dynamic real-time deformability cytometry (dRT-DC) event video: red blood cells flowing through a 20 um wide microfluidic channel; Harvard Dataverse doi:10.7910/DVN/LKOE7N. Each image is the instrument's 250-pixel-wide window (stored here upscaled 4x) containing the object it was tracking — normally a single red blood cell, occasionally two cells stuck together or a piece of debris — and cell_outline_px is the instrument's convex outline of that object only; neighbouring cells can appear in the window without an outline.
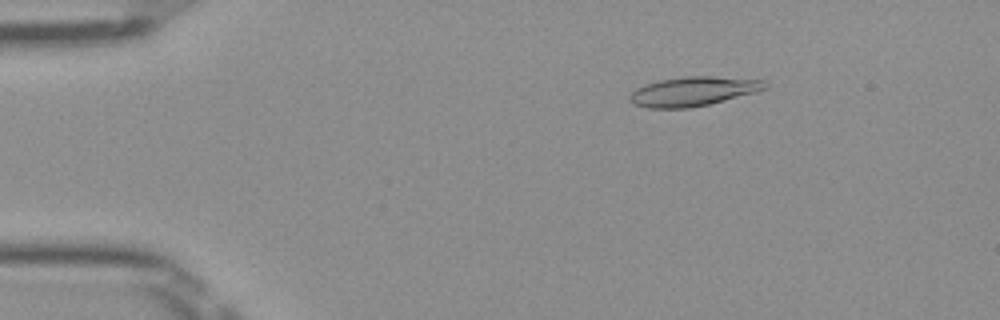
{"species": "Egyptian fruit bat (a non-hibernating species)", "species_latin": "Rousettus aegyptiacus", "temperature_condition": "room temperature", "stored_images_in_passage": 50, "camera_frame_rate_fps": 3000, "um_per_image_px": 0.085, "frame": {"image": 1, "passage_image": 8, "time_ms": 2.333, "image_size_px": [1000, 320], "cell_outline_px": [[768, 88], [756, 92], [708, 104], [688, 108], [648, 108], [632, 104], [628, 100], [628, 96], [636, 88], [644, 84], [660, 80], [684, 76], [712, 76], [764, 80], [768, 84]], "centroid_in_image_um": [58.89, 7.76], "position_along_channel_um": 26.1, "area_um2": 23.18}}
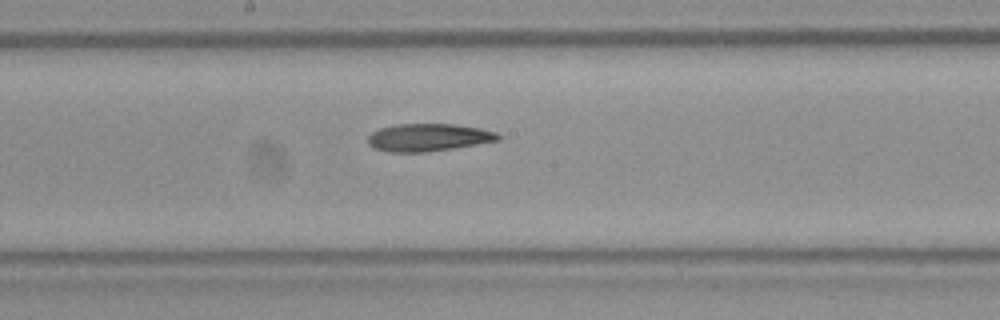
{"frame": {"image": 2, "passage_image": 27, "time_ms": 8.667, "image_size_px": [1000, 320], "cell_outline_px": [[500, 140], [452, 148], [424, 152], [384, 152], [372, 148], [368, 144], [368, 136], [372, 132], [380, 128], [396, 124], [452, 124], [480, 128], [496, 132], [500, 136]], "centroid_in_image_um": [36.36, 11.68], "position_along_channel_um": 211.8, "area_um2": 20.92}}
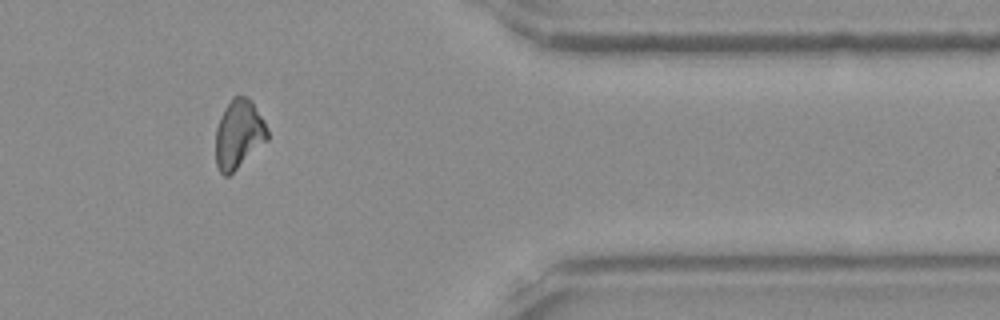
{"frame": {"image": 3, "passage_image": 42, "time_ms": 13.667, "image_size_px": [1000, 320], "cell_outline_px": [[268, 140], [228, 176], [224, 176], [220, 172], [216, 164], [216, 128], [220, 116], [224, 108], [232, 96], [248, 96], [252, 100], [264, 120], [268, 128]], "centroid_in_image_um": [20.3, 11.37], "position_along_channel_um": 391.1, "area_um2": 20.92}, "authors_computed_cell_mechanics": {"area_um2": 21.7328, "velocity_mm_per_s": 4.0176, "shape_relaxation_time_tau1_ms": 10.5356, "shape_relaxation_time_tau2_ms": null, "deformation_change_tau1": 0.2217, "deformation_change_tau2": null}}